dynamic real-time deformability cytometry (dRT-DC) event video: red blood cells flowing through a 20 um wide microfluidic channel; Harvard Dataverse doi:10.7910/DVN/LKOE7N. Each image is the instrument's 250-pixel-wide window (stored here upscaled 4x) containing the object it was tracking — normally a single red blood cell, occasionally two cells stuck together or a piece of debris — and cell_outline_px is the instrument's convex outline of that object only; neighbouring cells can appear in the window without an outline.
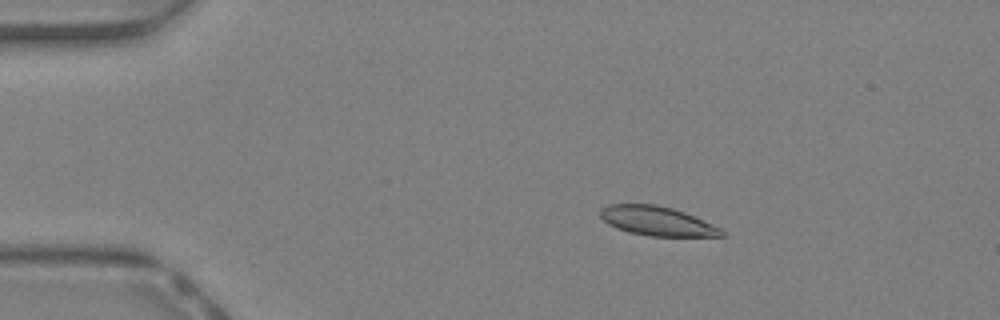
{"species": "Egyptian fruit bat (a non-hibernating species)", "species_latin": "Rousettus aegyptiacus", "temperature_condition": "warm", "stored_images_in_passage": 44, "camera_frame_rate_fps": 3000, "um_per_image_px": 0.085, "animal": {"sex": "female"}, "frame": {"image": 1, "passage_image": 8, "time_ms": 2.333, "image_size_px": [1000, 320], "cell_outline_px": [[724, 236], [652, 236], [628, 232], [616, 228], [608, 224], [600, 216], [600, 208], [608, 204], [656, 204], [672, 208], [684, 212], [712, 224], [720, 228], [724, 232]], "centroid_in_image_um": [55.81, 18.78], "position_along_channel_um": 29.2, "area_um2": 20.58}}
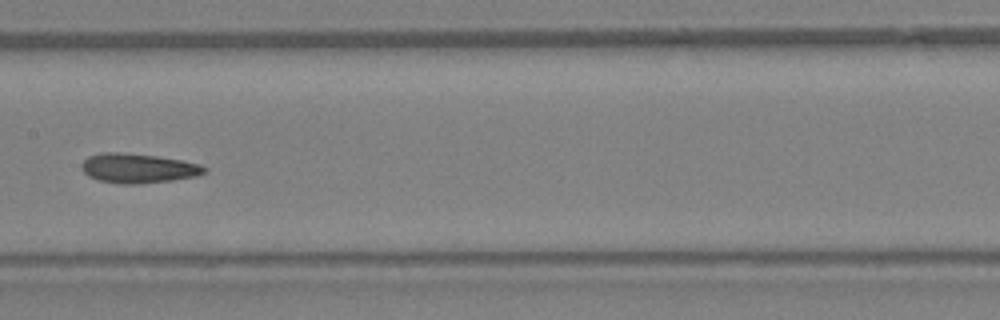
{"frame": {"image": 2, "passage_image": 23, "time_ms": 7.333, "image_size_px": [1000, 320], "cell_outline_px": [[208, 168], [204, 172], [196, 176], [172, 180], [136, 184], [120, 184], [100, 180], [88, 176], [80, 168], [80, 164], [88, 156], [100, 152], [120, 152], [156, 156], [180, 160], [200, 164]], "centroid_in_image_um": [11.69, 14.29], "position_along_channel_um": 195.7, "area_um2": 21.1}}
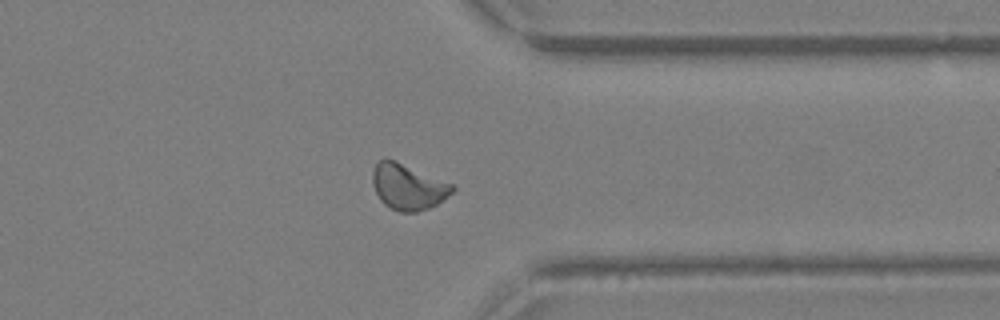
{"frame": {"image": 3, "passage_image": 35, "time_ms": 11.333, "image_size_px": [1000, 320], "cell_outline_px": [[456, 188], [448, 196], [436, 204], [428, 208], [416, 212], [400, 212], [384, 204], [380, 200], [372, 184], [372, 172], [376, 164], [380, 160], [396, 160], [456, 184]], "centroid_in_image_um": [34.71, 15.87], "position_along_channel_um": 376.7, "area_um2": 21.44}, "authors_computed_cell_mechanics": {"area_um2": 20.9525, "velocity_mm_per_s": 4.6289, "shape_relaxation_time_tau1_ms": 2.9221, "shape_relaxation_time_tau2_ms": 1.8419, "deformation_change_tau1": 0.114, "deformation_change_tau2": 0.0841}}